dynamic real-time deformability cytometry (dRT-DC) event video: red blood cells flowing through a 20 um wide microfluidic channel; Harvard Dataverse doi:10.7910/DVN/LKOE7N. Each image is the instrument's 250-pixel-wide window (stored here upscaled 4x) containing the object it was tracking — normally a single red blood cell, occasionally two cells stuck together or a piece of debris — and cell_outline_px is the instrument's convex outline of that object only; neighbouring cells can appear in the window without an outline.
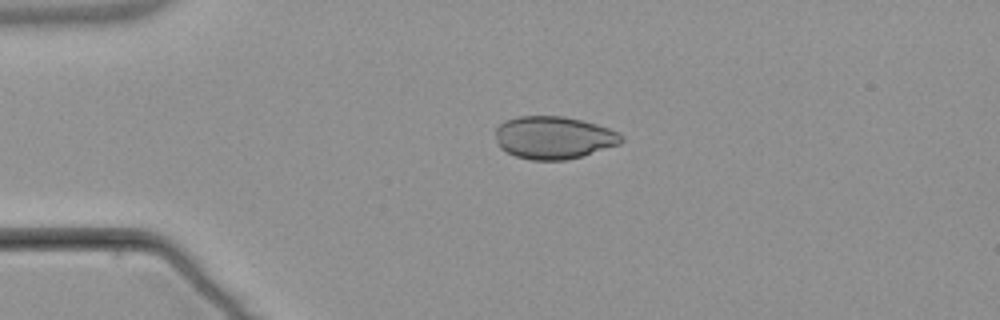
{"species": "common noctule bat (a hibernating species)", "species_latin": "Nyctalus noctula", "temperature_condition": "warm", "stored_images_in_passage": 4, "camera_frame_rate_fps": 3000, "um_per_image_px": 0.085, "animal": {"sex": "male", "body_mass_g": 21.5, "forearm_length_mm": 52.0}, "frame": {"image": 1, "passage_image": 1, "time_ms": 0.0, "image_size_px": [1000, 320], "cell_outline_px": [[624, 140], [620, 144], [580, 156], [564, 160], [532, 160], [516, 156], [500, 148], [496, 140], [496, 128], [504, 120], [520, 116], [564, 116], [596, 124], [608, 128], [624, 136]], "centroid_in_image_um": [47.05, 11.69], "position_along_channel_um": 37.9, "area_um2": 31.1}}
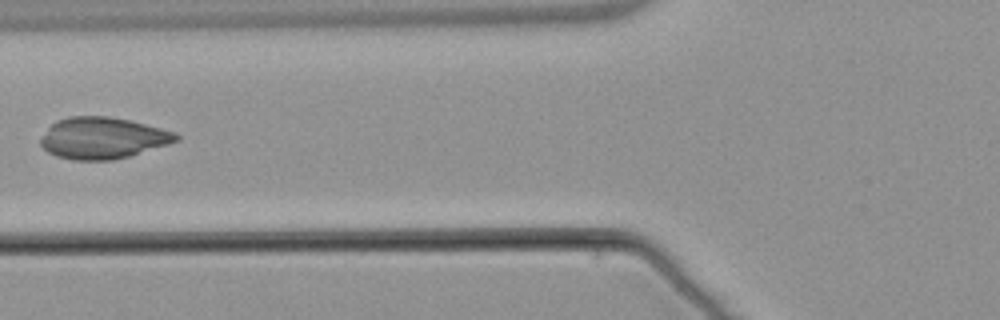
{"frame": {"image": 2, "passage_image": 3, "time_ms": 3.0, "image_size_px": [1000, 320], "cell_outline_px": [[180, 140], [168, 144], [128, 156], [112, 160], [72, 160], [56, 156], [48, 152], [40, 144], [40, 140], [48, 128], [56, 120], [68, 116], [108, 116], [128, 120], [176, 132], [180, 136]], "centroid_in_image_um": [8.72, 11.73], "position_along_channel_um": 117.1, "area_um2": 32.6}}